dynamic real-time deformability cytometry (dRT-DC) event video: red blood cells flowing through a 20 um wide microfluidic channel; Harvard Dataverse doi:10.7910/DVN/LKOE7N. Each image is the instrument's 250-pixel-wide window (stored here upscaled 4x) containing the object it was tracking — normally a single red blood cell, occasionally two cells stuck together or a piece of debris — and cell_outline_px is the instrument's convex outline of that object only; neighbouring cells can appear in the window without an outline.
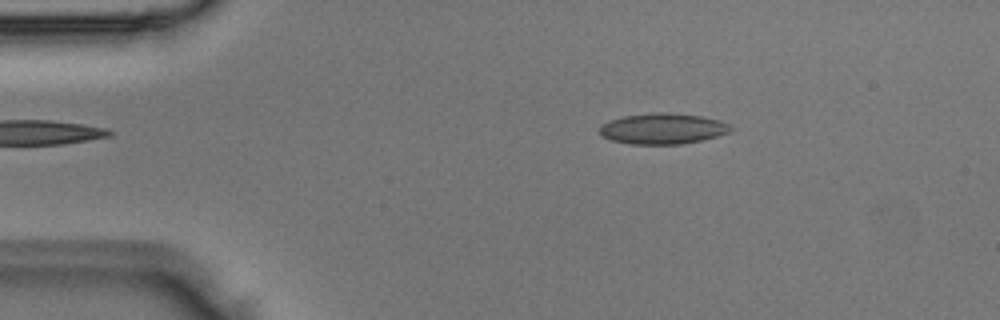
{"species": "Egyptian fruit bat (a non-hibernating species)", "species_latin": "Rousettus aegyptiacus", "temperature_condition": "room temperature", "stored_images_in_passage": 3, "camera_frame_rate_fps": 3000, "um_per_image_px": 0.085, "animal": {"sex": "male"}, "frame": {"image": 1, "passage_image": 1, "time_ms": 0.0, "image_size_px": [1000, 320], "cell_outline_px": [[736, 128], [732, 132], [700, 140], [680, 144], [628, 144], [612, 140], [600, 136], [600, 124], [608, 120], [624, 116], [660, 112], [668, 112], [700, 116], [720, 120]], "centroid_in_image_um": [56.33, 10.93], "position_along_channel_um": 28.7, "area_um2": 23.64}}